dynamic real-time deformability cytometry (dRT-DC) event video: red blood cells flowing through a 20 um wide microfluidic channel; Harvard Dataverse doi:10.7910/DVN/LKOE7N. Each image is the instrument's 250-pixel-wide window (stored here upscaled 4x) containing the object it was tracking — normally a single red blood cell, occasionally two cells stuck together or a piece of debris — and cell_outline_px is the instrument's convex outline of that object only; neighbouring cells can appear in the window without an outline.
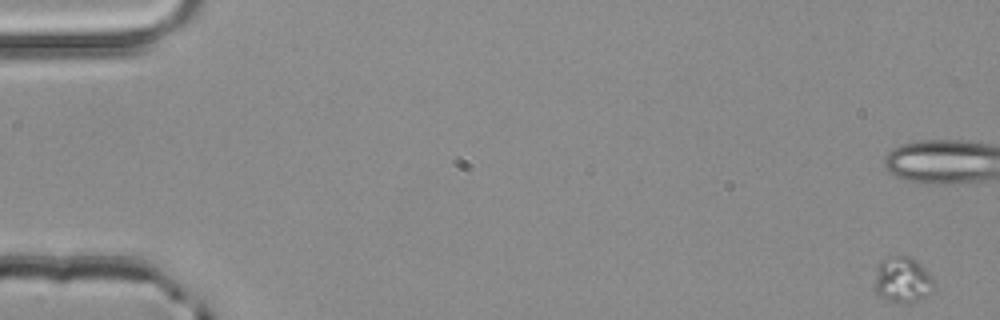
{"species": "common noctule bat (a hibernating species)", "species_latin": "Nyctalus noctula", "temperature_condition": "room temperature", "stored_images_in_passage": 5, "camera_frame_rate_fps": 3000, "um_per_image_px": 0.085, "animal": {"sex": "male", "body_mass_g": 20.4}, "frame": {"image": 1, "passage_image": 1, "time_ms": 0.0, "image_size_px": [1000, 320], "cell_outline_px": [[932, 292], [928, 296], [916, 300], [888, 300], [880, 296], [876, 292], [876, 268], [880, 260], [900, 256], [912, 256], [932, 276]], "centroid_in_image_um": [76.72, 23.74], "position_along_channel_um": 8.3, "area_um2": 15.2}}
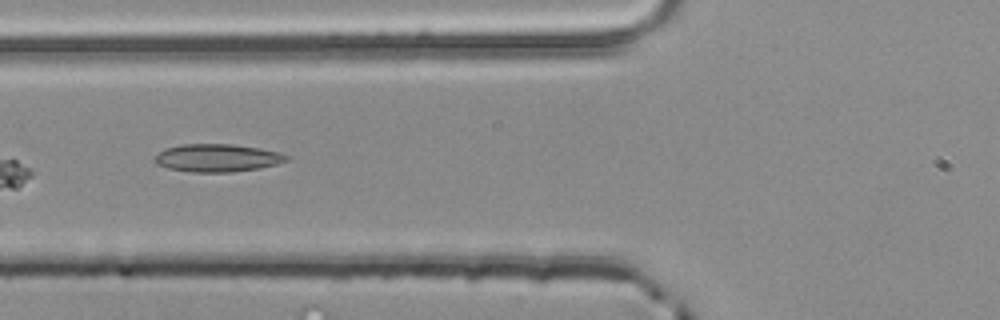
{"frame": {"image": 2, "passage_image": 5, "time_ms": 1.333, "image_size_px": [1000, 320], "cell_outline_px": [[288, 160], [276, 164], [260, 168], [232, 172], [192, 172], [168, 168], [156, 164], [156, 156], [164, 148], [184, 144], [232, 144], [260, 148], [280, 152], [288, 156]], "centroid_in_image_um": [18.49, 13.42], "position_along_channel_um": 107.3, "area_um2": 21.27}}